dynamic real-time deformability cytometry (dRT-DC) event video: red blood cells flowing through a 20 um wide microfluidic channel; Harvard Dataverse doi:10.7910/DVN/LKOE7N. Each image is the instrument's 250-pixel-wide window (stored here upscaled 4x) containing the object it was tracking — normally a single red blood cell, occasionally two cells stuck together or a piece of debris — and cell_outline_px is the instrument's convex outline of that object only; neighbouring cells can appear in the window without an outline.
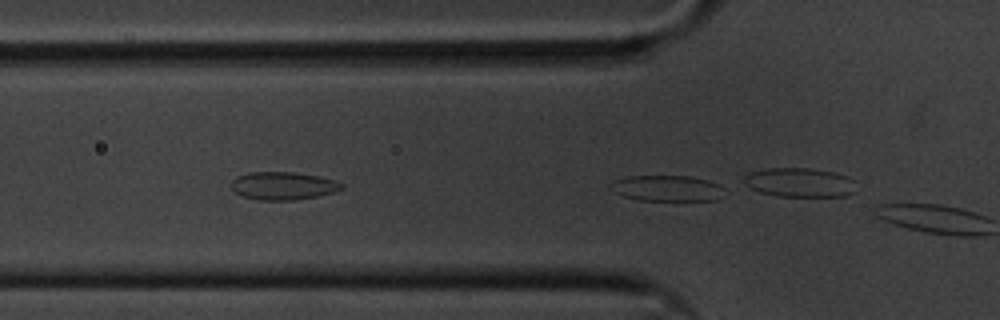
{"species": "common noctule bat (a hibernating species)", "species_latin": "Nyctalus noctula", "temperature_condition": "cold", "stored_images_in_passage": 16, "camera_frame_rate_fps": 3000, "um_per_image_px": 0.085, "animal": {"sex": "male", "body_mass_g": 20.1, "forearm_length_mm": 53.5}, "frame": {"image": 1, "passage_image": 16, "time_ms": 5.0, "image_size_px": [1000, 320], "cell_outline_px": [[728, 192], [716, 200], [640, 200], [624, 196], [608, 188], [616, 180], [628, 176], [688, 176], [708, 180], [724, 188]], "centroid_in_image_um": [56.75, 16.0], "position_along_channel_um": 69.0, "area_um2": 17.05}}